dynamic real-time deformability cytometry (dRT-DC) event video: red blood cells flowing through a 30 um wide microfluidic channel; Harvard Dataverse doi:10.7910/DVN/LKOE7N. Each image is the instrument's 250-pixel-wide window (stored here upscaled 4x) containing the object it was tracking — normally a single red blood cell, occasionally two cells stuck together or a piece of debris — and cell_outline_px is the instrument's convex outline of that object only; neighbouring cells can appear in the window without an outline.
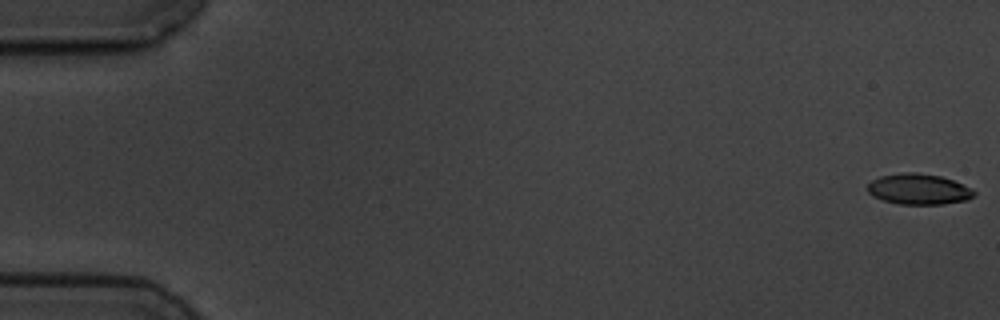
{"species": "common noctule bat (a hibernating species)", "species_latin": "Nyctalus noctula", "temperature_condition": "cold", "stored_images_in_passage": 14, "camera_frame_rate_fps": 3000, "um_per_image_px": 0.085, "animal": {"sex": "male", "body_mass_g": 19.5, "forearm_length_mm": 54.6}, "frame": {"image": 1, "passage_image": 1, "time_ms": 0.0, "image_size_px": [1000, 320], "cell_outline_px": [[976, 192], [968, 200], [944, 204], [900, 204], [884, 200], [872, 196], [868, 192], [868, 184], [872, 180], [880, 176], [904, 172], [916, 172], [940, 176], [952, 180], [972, 188]], "centroid_in_image_um": [78.09, 16.08], "position_along_channel_um": 6.9, "area_um2": 19.02}}
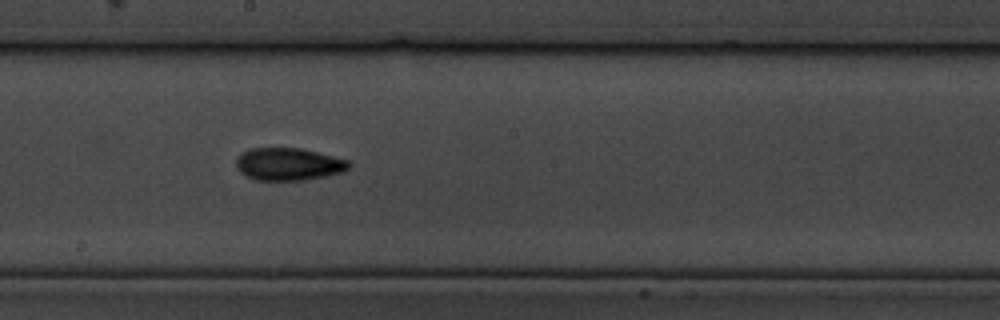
{"frame": {"image": 2, "passage_image": 8, "time_ms": 10.333, "image_size_px": [1000, 320], "cell_outline_px": [[352, 164], [344, 172], [304, 180], [256, 180], [244, 176], [236, 168], [236, 160], [248, 148], [300, 148], [348, 160]], "centroid_in_image_um": [24.51, 13.96], "position_along_channel_um": 223.7, "area_um2": 21.33}}
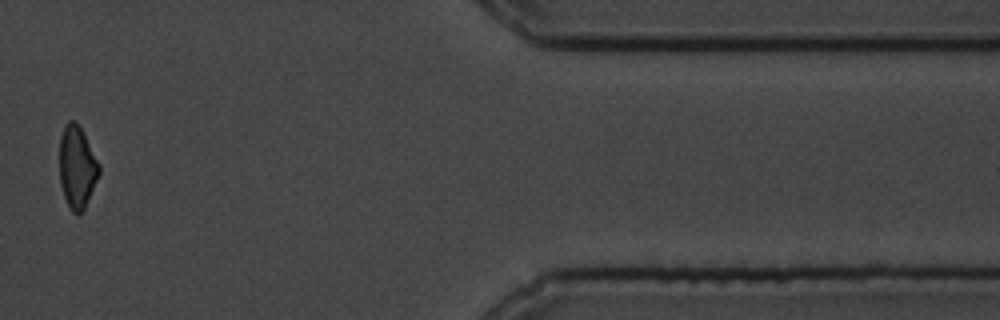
{"frame": {"image": 3, "passage_image": 13, "time_ms": 16.667, "image_size_px": [1000, 320], "cell_outline_px": [[100, 172], [84, 208], [80, 212], [72, 212], [64, 196], [60, 184], [60, 136], [64, 124], [68, 120], [76, 120], [100, 164]], "centroid_in_image_um": [6.54, 14.14], "position_along_channel_um": 404.9, "area_um2": 18.73}, "authors_computed_cell_mechanics": {"area_um2": 19.8254, "velocity_mm_per_s": 3.5448, "shape_relaxation_time_tau1_ms": 3.7548, "shape_relaxation_time_tau2_ms": 3.9154, "deformation_change_tau1": 0.1175, "deformation_change_tau2": 0.0809}}